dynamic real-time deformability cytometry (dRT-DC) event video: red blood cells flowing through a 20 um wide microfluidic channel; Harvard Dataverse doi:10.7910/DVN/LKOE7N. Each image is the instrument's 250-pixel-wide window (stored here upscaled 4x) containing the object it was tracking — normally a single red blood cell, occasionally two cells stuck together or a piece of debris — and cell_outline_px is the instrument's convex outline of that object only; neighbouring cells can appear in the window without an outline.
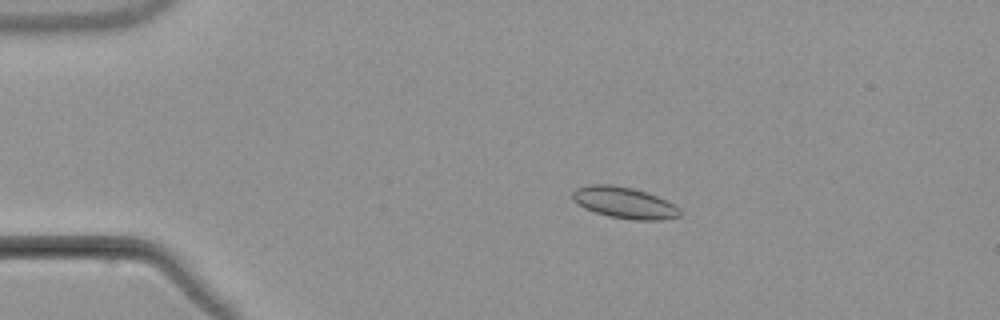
{"species": "common noctule bat (a hibernating species)", "species_latin": "Nyctalus noctula", "temperature_condition": "warm", "stored_images_in_passage": 6, "camera_frame_rate_fps": 3000, "um_per_image_px": 0.085, "animal": {"sex": "male", "body_mass_g": 21.5, "forearm_length_mm": 52.0}, "frame": {"image": 1, "passage_image": 3, "time_ms": 2.333, "image_size_px": [1000, 320], "cell_outline_px": [[680, 216], [664, 220], [632, 220], [608, 216], [584, 208], [576, 204], [572, 200], [572, 192], [576, 188], [588, 184], [608, 184], [632, 188], [656, 196], [676, 204], [680, 208]], "centroid_in_image_um": [53.05, 17.24], "position_along_channel_um": 31.9, "area_um2": 19.77}}
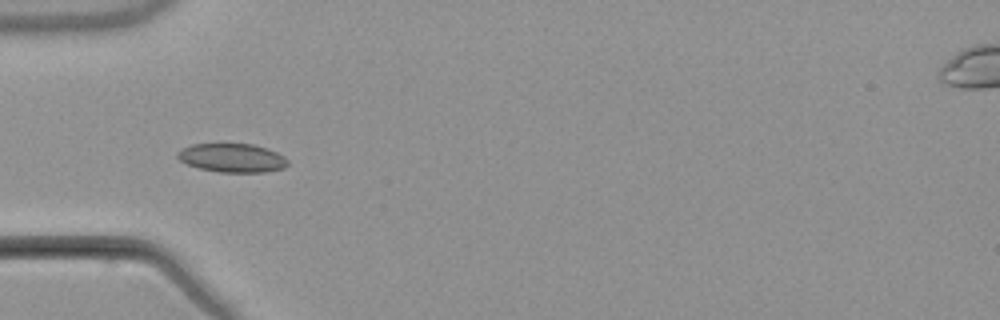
{"frame": {"image": 2, "passage_image": 5, "time_ms": 4.667, "image_size_px": [1000, 320], "cell_outline_px": [[288, 164], [284, 168], [264, 172], [220, 172], [200, 168], [188, 164], [180, 160], [176, 156], [176, 152], [180, 148], [192, 144], [252, 144], [276, 152], [284, 156], [288, 160]], "centroid_in_image_um": [19.71, 13.42], "position_along_channel_um": 65.3, "area_um2": 18.38}}
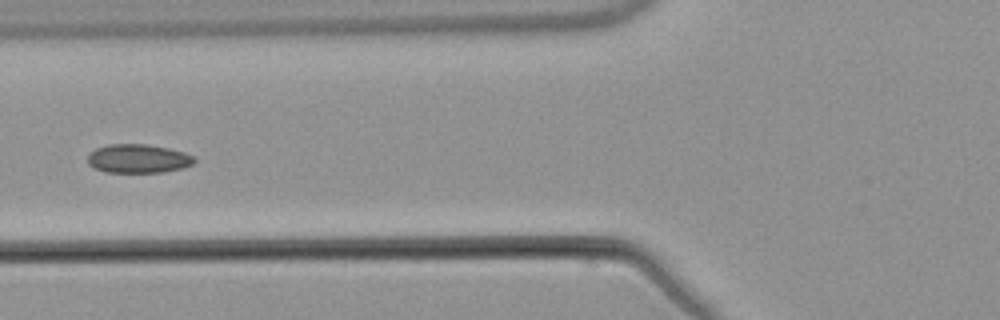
{"frame": {"image": 3, "passage_image": 6, "time_ms": 6.0, "image_size_px": [1000, 320], "cell_outline_px": [[196, 160], [192, 164], [180, 168], [164, 172], [104, 172], [88, 164], [88, 156], [96, 148], [108, 144], [148, 144], [168, 148], [184, 152], [196, 156]], "centroid_in_image_um": [11.76, 13.47], "position_along_channel_um": 114.0, "area_um2": 17.86}}